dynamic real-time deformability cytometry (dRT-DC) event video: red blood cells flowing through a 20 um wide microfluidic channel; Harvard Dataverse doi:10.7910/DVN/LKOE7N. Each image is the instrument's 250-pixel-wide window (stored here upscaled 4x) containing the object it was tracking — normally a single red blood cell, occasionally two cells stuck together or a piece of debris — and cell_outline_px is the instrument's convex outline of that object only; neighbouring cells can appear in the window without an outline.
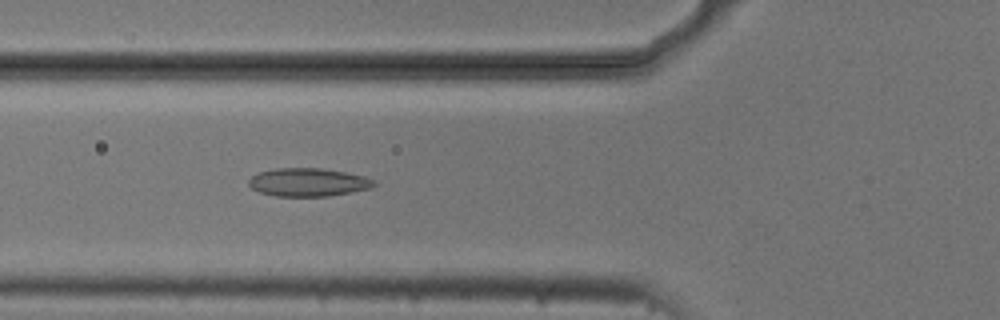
{"species": "common noctule bat (a hibernating species)", "species_latin": "Nyctalus noctula", "temperature_condition": "cold", "stored_images_in_passage": 44, "camera_frame_rate_fps": 3000, "um_per_image_px": 0.085, "animal": {"sex": "male", "body_mass_g": 20.5, "forearm_length_mm": 52.5}, "frame": {"image": 1, "passage_image": 10, "time_ms": 3.0, "image_size_px": [1000, 320], "cell_outline_px": [[376, 184], [372, 188], [328, 196], [276, 196], [260, 192], [252, 188], [248, 184], [248, 180], [252, 176], [260, 172], [276, 168], [320, 168], [344, 172], [364, 176], [376, 180]], "centroid_in_image_um": [26.21, 15.49], "position_along_channel_um": 99.6, "area_um2": 20.52}}
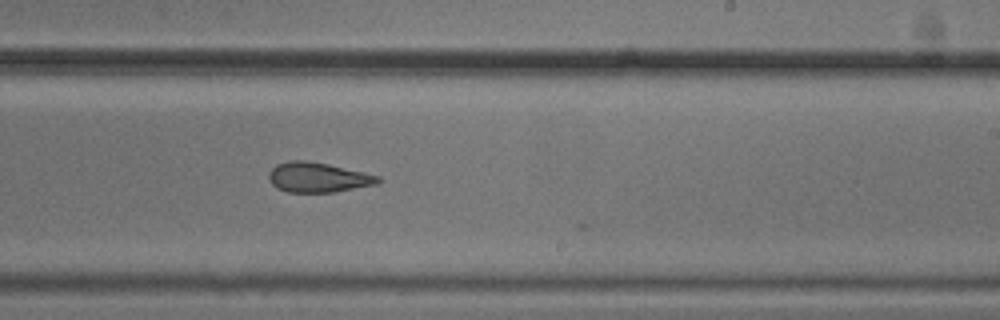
{"frame": {"image": 2, "passage_image": 23, "time_ms": 7.333, "image_size_px": [1000, 320], "cell_outline_px": [[384, 180], [376, 184], [336, 192], [288, 192], [276, 188], [268, 180], [268, 172], [276, 164], [288, 160], [308, 160], [328, 164], [364, 172], [380, 176]], "centroid_in_image_um": [27.01, 15.07], "position_along_channel_um": 262.0, "area_um2": 19.31}}
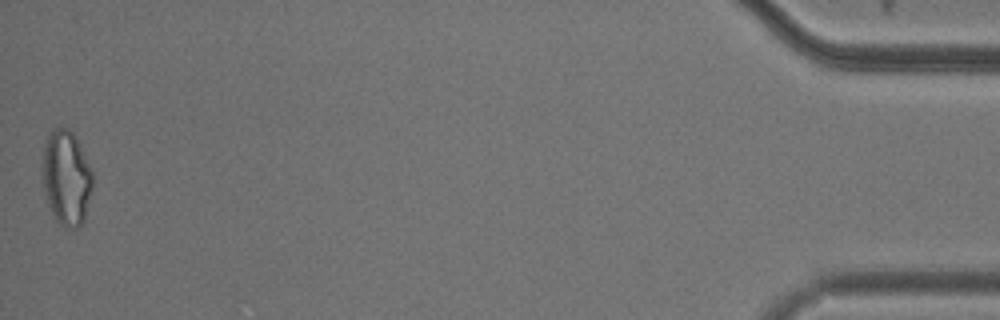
{"frame": {"image": 3, "passage_image": 44, "time_ms": 14.333, "image_size_px": [1000, 320], "cell_outline_px": [[92, 188], [84, 220], [76, 228], [64, 228], [56, 220], [48, 204], [44, 188], [44, 148], [48, 132], [52, 128], [68, 128], [76, 136], [92, 172]], "centroid_in_image_um": [5.66, 15.11], "position_along_channel_um": 429.5, "area_um2": 27.34}, "authors_computed_cell_mechanics": {"area_um2": 20.5768, "velocity_mm_per_s": 3.7419, "shape_relaxation_time_tau1_ms": null, "shape_relaxation_time_tau2_ms": 5.0518, "deformation_change_tau1": null, "deformation_change_tau2": 0.1261}}